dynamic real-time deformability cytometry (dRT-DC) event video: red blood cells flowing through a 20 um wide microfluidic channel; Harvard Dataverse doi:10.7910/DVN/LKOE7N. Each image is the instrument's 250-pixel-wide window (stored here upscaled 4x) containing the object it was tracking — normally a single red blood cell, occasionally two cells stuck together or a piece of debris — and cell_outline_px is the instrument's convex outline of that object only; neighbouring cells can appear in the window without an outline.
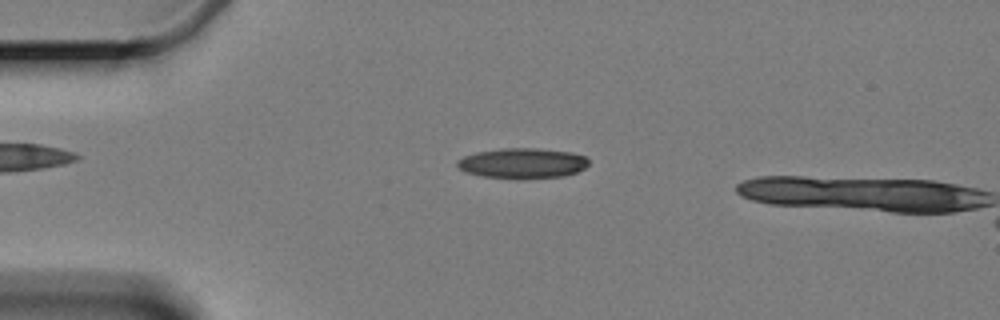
{"species": "Egyptian fruit bat (a non-hibernating species)", "species_latin": "Rousettus aegyptiacus", "temperature_condition": "cold", "stored_images_in_passage": 5, "camera_frame_rate_fps": 3000, "um_per_image_px": 0.085, "animal": {"sex": "female"}, "frame": {"image": 1, "passage_image": 3, "time_ms": 2.333, "image_size_px": [1000, 320], "cell_outline_px": [[588, 164], [584, 168], [576, 172], [564, 176], [484, 176], [464, 172], [456, 164], [456, 160], [464, 156], [476, 152], [500, 148], [536, 148], [572, 152], [588, 156]], "centroid_in_image_um": [44.42, 13.82], "position_along_channel_um": 40.6, "area_um2": 22.48}}